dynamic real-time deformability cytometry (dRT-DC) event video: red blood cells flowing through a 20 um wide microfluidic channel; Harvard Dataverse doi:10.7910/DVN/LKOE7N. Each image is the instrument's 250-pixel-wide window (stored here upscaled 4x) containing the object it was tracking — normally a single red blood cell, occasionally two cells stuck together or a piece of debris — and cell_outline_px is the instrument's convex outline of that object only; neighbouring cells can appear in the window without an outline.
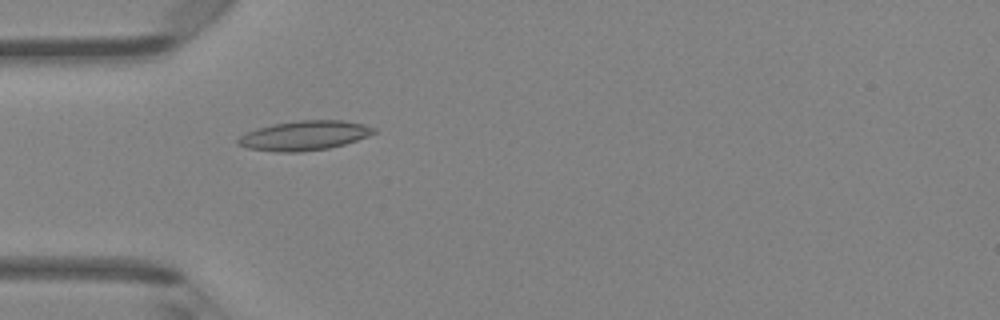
{"species": "Egyptian fruit bat (a non-hibernating species)", "species_latin": "Rousettus aegyptiacus", "temperature_condition": "room temperature", "stored_images_in_passage": 1, "camera_frame_rate_fps": 3000, "um_per_image_px": 0.085, "animal": {"sex": "female"}, "frame": {"image": 1, "passage_image": 1, "time_ms": 0.0, "image_size_px": [1000, 320], "cell_outline_px": [[380, 132], [344, 144], [328, 148], [300, 152], [276, 152], [248, 148], [236, 144], [236, 140], [244, 132], [256, 128], [272, 124], [300, 120], [344, 120], [364, 124], [376, 128]], "centroid_in_image_um": [25.87, 11.51], "position_along_channel_um": 59.1, "area_um2": 23.64}}